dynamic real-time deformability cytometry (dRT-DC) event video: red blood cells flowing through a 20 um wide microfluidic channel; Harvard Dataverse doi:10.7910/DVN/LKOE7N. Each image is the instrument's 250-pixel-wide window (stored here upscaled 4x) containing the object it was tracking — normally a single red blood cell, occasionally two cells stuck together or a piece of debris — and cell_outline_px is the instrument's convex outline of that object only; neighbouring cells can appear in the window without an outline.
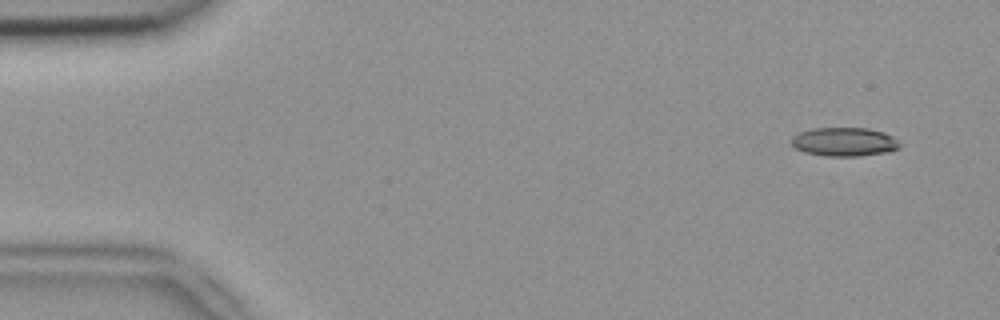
{"species": "common noctule bat (a hibernating species)", "species_latin": "Nyctalus noctula", "temperature_condition": "room temperature", "stored_images_in_passage": 5, "camera_frame_rate_fps": 3000, "um_per_image_px": 0.085, "animal": {"sex": "female", "body_mass_g": 18.4}, "frame": {"image": 1, "passage_image": 1, "time_ms": 0.0, "image_size_px": [1000, 320], "cell_outline_px": [[900, 148], [888, 152], [860, 156], [824, 156], [804, 152], [796, 148], [788, 140], [792, 136], [800, 132], [812, 128], [868, 128], [884, 132], [892, 136], [900, 144]], "centroid_in_image_um": [71.74, 12.06], "position_along_channel_um": 13.3, "area_um2": 18.32}}
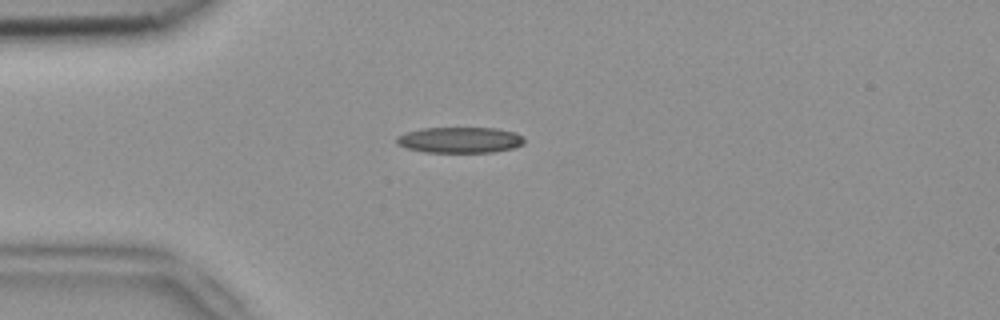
{"frame": {"image": 2, "passage_image": 4, "time_ms": 1.0, "image_size_px": [1000, 320], "cell_outline_px": [[524, 144], [512, 148], [492, 152], [424, 152], [404, 148], [396, 144], [396, 136], [408, 132], [424, 128], [496, 128], [516, 132], [524, 140]], "centroid_in_image_um": [39.06, 11.9], "position_along_channel_um": 45.9, "area_um2": 19.25}}